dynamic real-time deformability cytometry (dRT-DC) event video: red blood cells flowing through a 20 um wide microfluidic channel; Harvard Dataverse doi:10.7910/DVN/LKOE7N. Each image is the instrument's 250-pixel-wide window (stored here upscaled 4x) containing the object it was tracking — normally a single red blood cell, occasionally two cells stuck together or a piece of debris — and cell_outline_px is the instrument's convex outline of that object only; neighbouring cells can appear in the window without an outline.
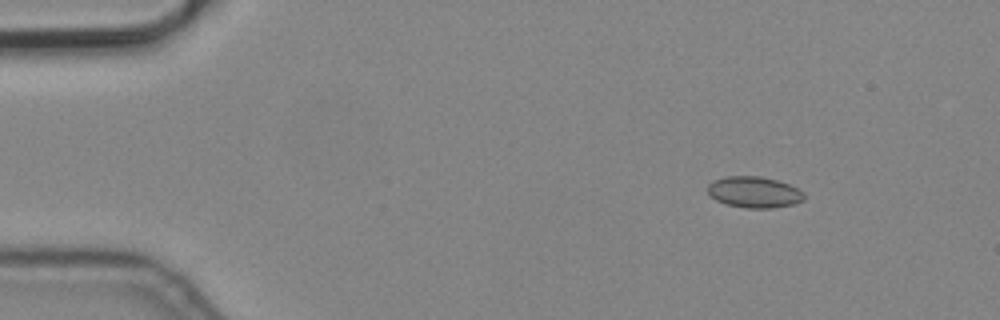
{"species": "common noctule bat (a hibernating species)", "species_latin": "Nyctalus noctula", "temperature_condition": "cold", "stored_images_in_passage": 5, "camera_frame_rate_fps": 3000, "um_per_image_px": 0.085, "animal": {"sex": "male", "body_mass_g": 19.2, "forearm_length_mm": 51.8}, "frame": {"image": 1, "passage_image": 2, "time_ms": 0.333, "image_size_px": [1000, 320], "cell_outline_px": [[804, 200], [792, 204], [772, 208], [748, 208], [728, 204], [716, 200], [708, 192], [708, 184], [716, 180], [728, 176], [760, 176], [776, 180], [788, 184], [804, 192]], "centroid_in_image_um": [64.12, 16.33], "position_along_channel_um": 20.9, "area_um2": 17.22}}